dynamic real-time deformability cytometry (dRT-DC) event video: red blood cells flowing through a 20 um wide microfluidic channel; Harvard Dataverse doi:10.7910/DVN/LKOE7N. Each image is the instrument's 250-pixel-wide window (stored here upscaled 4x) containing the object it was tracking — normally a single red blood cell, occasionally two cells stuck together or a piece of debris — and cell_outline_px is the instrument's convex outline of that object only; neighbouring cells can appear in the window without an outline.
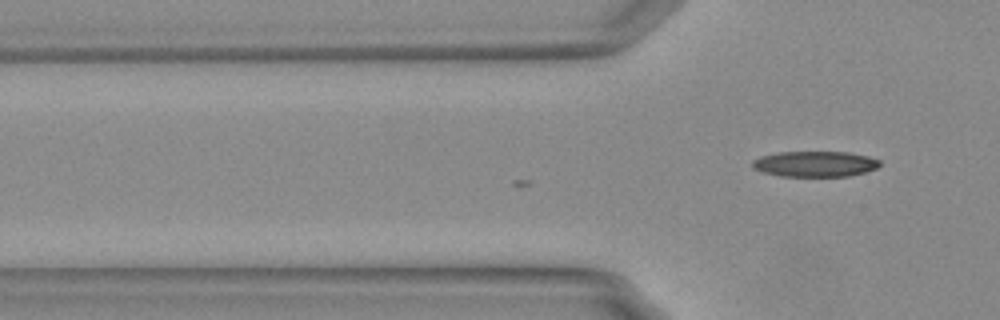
{"species": "Egyptian fruit bat (a non-hibernating species)", "species_latin": "Rousettus aegyptiacus", "temperature_condition": "warm", "stored_images_in_passage": 2, "camera_frame_rate_fps": 3000, "um_per_image_px": 0.085, "animal": {"sex": "female"}, "frame": {"image": 1, "passage_image": 2, "time_ms": 0.333, "image_size_px": [1000, 320], "cell_outline_px": [[880, 164], [876, 168], [864, 172], [848, 176], [780, 176], [764, 172], [752, 168], [752, 160], [760, 156], [780, 152], [848, 152], [868, 156], [880, 160]], "centroid_in_image_um": [69.26, 13.93], "position_along_channel_um": 56.5, "area_um2": 18.96}}